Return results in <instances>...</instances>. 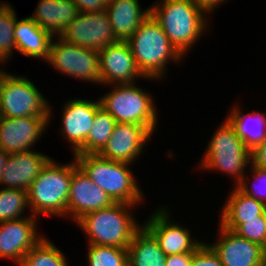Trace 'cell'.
I'll use <instances>...</instances> for the list:
<instances>
[{"label":"cell","instance_id":"cell-38","mask_svg":"<svg viewBox=\"0 0 266 266\" xmlns=\"http://www.w3.org/2000/svg\"><path fill=\"white\" fill-rule=\"evenodd\" d=\"M8 158L9 154L0 148V179L2 177L3 169L5 167Z\"/></svg>","mask_w":266,"mask_h":266},{"label":"cell","instance_id":"cell-23","mask_svg":"<svg viewBox=\"0 0 266 266\" xmlns=\"http://www.w3.org/2000/svg\"><path fill=\"white\" fill-rule=\"evenodd\" d=\"M230 194L222 208L219 222L226 229L234 231L245 220L260 219V215L266 212L263 202L248 196L237 186Z\"/></svg>","mask_w":266,"mask_h":266},{"label":"cell","instance_id":"cell-6","mask_svg":"<svg viewBox=\"0 0 266 266\" xmlns=\"http://www.w3.org/2000/svg\"><path fill=\"white\" fill-rule=\"evenodd\" d=\"M216 130L199 163L200 169L222 171L231 175L238 186L245 176V168L251 166V151L237 136L234 126L227 118Z\"/></svg>","mask_w":266,"mask_h":266},{"label":"cell","instance_id":"cell-1","mask_svg":"<svg viewBox=\"0 0 266 266\" xmlns=\"http://www.w3.org/2000/svg\"><path fill=\"white\" fill-rule=\"evenodd\" d=\"M150 10L183 57L209 29L206 20L209 14L193 0H159L150 6Z\"/></svg>","mask_w":266,"mask_h":266},{"label":"cell","instance_id":"cell-5","mask_svg":"<svg viewBox=\"0 0 266 266\" xmlns=\"http://www.w3.org/2000/svg\"><path fill=\"white\" fill-rule=\"evenodd\" d=\"M73 157L77 165L113 202L139 205L144 200L137 179L129 169L131 164L105 159L98 154Z\"/></svg>","mask_w":266,"mask_h":266},{"label":"cell","instance_id":"cell-34","mask_svg":"<svg viewBox=\"0 0 266 266\" xmlns=\"http://www.w3.org/2000/svg\"><path fill=\"white\" fill-rule=\"evenodd\" d=\"M80 12H96L106 9L109 0H73Z\"/></svg>","mask_w":266,"mask_h":266},{"label":"cell","instance_id":"cell-25","mask_svg":"<svg viewBox=\"0 0 266 266\" xmlns=\"http://www.w3.org/2000/svg\"><path fill=\"white\" fill-rule=\"evenodd\" d=\"M226 117L234 126L237 136L252 151L266 139V116L259 111L243 114L238 107H233Z\"/></svg>","mask_w":266,"mask_h":266},{"label":"cell","instance_id":"cell-26","mask_svg":"<svg viewBox=\"0 0 266 266\" xmlns=\"http://www.w3.org/2000/svg\"><path fill=\"white\" fill-rule=\"evenodd\" d=\"M115 125V119L100 107L95 113L92 127L84 142V154H98L110 138Z\"/></svg>","mask_w":266,"mask_h":266},{"label":"cell","instance_id":"cell-36","mask_svg":"<svg viewBox=\"0 0 266 266\" xmlns=\"http://www.w3.org/2000/svg\"><path fill=\"white\" fill-rule=\"evenodd\" d=\"M194 253L186 252L183 254L167 255L166 266H191Z\"/></svg>","mask_w":266,"mask_h":266},{"label":"cell","instance_id":"cell-7","mask_svg":"<svg viewBox=\"0 0 266 266\" xmlns=\"http://www.w3.org/2000/svg\"><path fill=\"white\" fill-rule=\"evenodd\" d=\"M111 90L100 98L101 107L116 123L142 125L153 135L158 113L152 96L135 83L112 85Z\"/></svg>","mask_w":266,"mask_h":266},{"label":"cell","instance_id":"cell-14","mask_svg":"<svg viewBox=\"0 0 266 266\" xmlns=\"http://www.w3.org/2000/svg\"><path fill=\"white\" fill-rule=\"evenodd\" d=\"M100 107V99H72L65 103L60 131L63 134L61 136L72 144L73 155L84 154V142L92 127L95 113Z\"/></svg>","mask_w":266,"mask_h":266},{"label":"cell","instance_id":"cell-4","mask_svg":"<svg viewBox=\"0 0 266 266\" xmlns=\"http://www.w3.org/2000/svg\"><path fill=\"white\" fill-rule=\"evenodd\" d=\"M136 205L114 202L108 207L85 214L76 223L88 237V245L126 248L141 227L131 208ZM130 209V210H129Z\"/></svg>","mask_w":266,"mask_h":266},{"label":"cell","instance_id":"cell-29","mask_svg":"<svg viewBox=\"0 0 266 266\" xmlns=\"http://www.w3.org/2000/svg\"><path fill=\"white\" fill-rule=\"evenodd\" d=\"M89 266H128L126 248L104 245H88Z\"/></svg>","mask_w":266,"mask_h":266},{"label":"cell","instance_id":"cell-41","mask_svg":"<svg viewBox=\"0 0 266 266\" xmlns=\"http://www.w3.org/2000/svg\"><path fill=\"white\" fill-rule=\"evenodd\" d=\"M264 266H266V248H265V256H264Z\"/></svg>","mask_w":266,"mask_h":266},{"label":"cell","instance_id":"cell-19","mask_svg":"<svg viewBox=\"0 0 266 266\" xmlns=\"http://www.w3.org/2000/svg\"><path fill=\"white\" fill-rule=\"evenodd\" d=\"M50 159L47 155L35 150L9 154L0 185H5L4 188L27 191Z\"/></svg>","mask_w":266,"mask_h":266},{"label":"cell","instance_id":"cell-3","mask_svg":"<svg viewBox=\"0 0 266 266\" xmlns=\"http://www.w3.org/2000/svg\"><path fill=\"white\" fill-rule=\"evenodd\" d=\"M50 159L27 190V203L33 216H67V203L73 169L77 161L68 164Z\"/></svg>","mask_w":266,"mask_h":266},{"label":"cell","instance_id":"cell-24","mask_svg":"<svg viewBox=\"0 0 266 266\" xmlns=\"http://www.w3.org/2000/svg\"><path fill=\"white\" fill-rule=\"evenodd\" d=\"M127 247L128 266H166L167 255L154 235L143 225Z\"/></svg>","mask_w":266,"mask_h":266},{"label":"cell","instance_id":"cell-15","mask_svg":"<svg viewBox=\"0 0 266 266\" xmlns=\"http://www.w3.org/2000/svg\"><path fill=\"white\" fill-rule=\"evenodd\" d=\"M35 217L0 222V258L22 263L26 253L44 237L37 234Z\"/></svg>","mask_w":266,"mask_h":266},{"label":"cell","instance_id":"cell-27","mask_svg":"<svg viewBox=\"0 0 266 266\" xmlns=\"http://www.w3.org/2000/svg\"><path fill=\"white\" fill-rule=\"evenodd\" d=\"M19 266H68V263L63 252L43 237L26 253Z\"/></svg>","mask_w":266,"mask_h":266},{"label":"cell","instance_id":"cell-30","mask_svg":"<svg viewBox=\"0 0 266 266\" xmlns=\"http://www.w3.org/2000/svg\"><path fill=\"white\" fill-rule=\"evenodd\" d=\"M13 8L14 7H11V4H9L0 12V63H2V65L11 58L10 56L14 51L13 49H16L14 28L16 19L18 18Z\"/></svg>","mask_w":266,"mask_h":266},{"label":"cell","instance_id":"cell-39","mask_svg":"<svg viewBox=\"0 0 266 266\" xmlns=\"http://www.w3.org/2000/svg\"><path fill=\"white\" fill-rule=\"evenodd\" d=\"M9 4L5 2H0V12L3 11Z\"/></svg>","mask_w":266,"mask_h":266},{"label":"cell","instance_id":"cell-13","mask_svg":"<svg viewBox=\"0 0 266 266\" xmlns=\"http://www.w3.org/2000/svg\"><path fill=\"white\" fill-rule=\"evenodd\" d=\"M102 84H131L137 78H144L136 66L130 45L127 41H118L98 51Z\"/></svg>","mask_w":266,"mask_h":266},{"label":"cell","instance_id":"cell-20","mask_svg":"<svg viewBox=\"0 0 266 266\" xmlns=\"http://www.w3.org/2000/svg\"><path fill=\"white\" fill-rule=\"evenodd\" d=\"M105 10L118 41H127L151 14L150 7L141 10L139 0H109Z\"/></svg>","mask_w":266,"mask_h":266},{"label":"cell","instance_id":"cell-17","mask_svg":"<svg viewBox=\"0 0 266 266\" xmlns=\"http://www.w3.org/2000/svg\"><path fill=\"white\" fill-rule=\"evenodd\" d=\"M114 202L107 193L95 184L77 165L73 169L67 216L75 223L85 214L108 207Z\"/></svg>","mask_w":266,"mask_h":266},{"label":"cell","instance_id":"cell-9","mask_svg":"<svg viewBox=\"0 0 266 266\" xmlns=\"http://www.w3.org/2000/svg\"><path fill=\"white\" fill-rule=\"evenodd\" d=\"M57 39L51 41L47 63L63 75L102 85L98 51Z\"/></svg>","mask_w":266,"mask_h":266},{"label":"cell","instance_id":"cell-16","mask_svg":"<svg viewBox=\"0 0 266 266\" xmlns=\"http://www.w3.org/2000/svg\"><path fill=\"white\" fill-rule=\"evenodd\" d=\"M151 136L142 125L116 123L110 138L98 155L105 159L134 164Z\"/></svg>","mask_w":266,"mask_h":266},{"label":"cell","instance_id":"cell-2","mask_svg":"<svg viewBox=\"0 0 266 266\" xmlns=\"http://www.w3.org/2000/svg\"><path fill=\"white\" fill-rule=\"evenodd\" d=\"M127 42L131 47L136 66L146 79H162L168 63L171 61L178 63L184 58L171 44L168 36L151 14Z\"/></svg>","mask_w":266,"mask_h":266},{"label":"cell","instance_id":"cell-28","mask_svg":"<svg viewBox=\"0 0 266 266\" xmlns=\"http://www.w3.org/2000/svg\"><path fill=\"white\" fill-rule=\"evenodd\" d=\"M27 208L26 190L0 188V222L27 217L23 216Z\"/></svg>","mask_w":266,"mask_h":266},{"label":"cell","instance_id":"cell-10","mask_svg":"<svg viewBox=\"0 0 266 266\" xmlns=\"http://www.w3.org/2000/svg\"><path fill=\"white\" fill-rule=\"evenodd\" d=\"M65 42L97 51L118 42L106 10L80 12L60 35Z\"/></svg>","mask_w":266,"mask_h":266},{"label":"cell","instance_id":"cell-11","mask_svg":"<svg viewBox=\"0 0 266 266\" xmlns=\"http://www.w3.org/2000/svg\"><path fill=\"white\" fill-rule=\"evenodd\" d=\"M51 117L12 118L0 116V148L8 154L33 151Z\"/></svg>","mask_w":266,"mask_h":266},{"label":"cell","instance_id":"cell-40","mask_svg":"<svg viewBox=\"0 0 266 266\" xmlns=\"http://www.w3.org/2000/svg\"><path fill=\"white\" fill-rule=\"evenodd\" d=\"M2 78H3V69L0 70V92H1V87H2Z\"/></svg>","mask_w":266,"mask_h":266},{"label":"cell","instance_id":"cell-18","mask_svg":"<svg viewBox=\"0 0 266 266\" xmlns=\"http://www.w3.org/2000/svg\"><path fill=\"white\" fill-rule=\"evenodd\" d=\"M219 239L208 244L223 266H264L265 248L219 224Z\"/></svg>","mask_w":266,"mask_h":266},{"label":"cell","instance_id":"cell-8","mask_svg":"<svg viewBox=\"0 0 266 266\" xmlns=\"http://www.w3.org/2000/svg\"><path fill=\"white\" fill-rule=\"evenodd\" d=\"M48 102L29 79L3 72L0 116L52 117V108Z\"/></svg>","mask_w":266,"mask_h":266},{"label":"cell","instance_id":"cell-21","mask_svg":"<svg viewBox=\"0 0 266 266\" xmlns=\"http://www.w3.org/2000/svg\"><path fill=\"white\" fill-rule=\"evenodd\" d=\"M79 13L73 0H40L34 14L29 17L53 37H60Z\"/></svg>","mask_w":266,"mask_h":266},{"label":"cell","instance_id":"cell-33","mask_svg":"<svg viewBox=\"0 0 266 266\" xmlns=\"http://www.w3.org/2000/svg\"><path fill=\"white\" fill-rule=\"evenodd\" d=\"M191 266H223L219 256L206 243H204L194 254Z\"/></svg>","mask_w":266,"mask_h":266},{"label":"cell","instance_id":"cell-12","mask_svg":"<svg viewBox=\"0 0 266 266\" xmlns=\"http://www.w3.org/2000/svg\"><path fill=\"white\" fill-rule=\"evenodd\" d=\"M154 212L144 226L154 235L166 255L196 252L205 243L195 238L193 240L190 230L169 220L166 207L162 206Z\"/></svg>","mask_w":266,"mask_h":266},{"label":"cell","instance_id":"cell-35","mask_svg":"<svg viewBox=\"0 0 266 266\" xmlns=\"http://www.w3.org/2000/svg\"><path fill=\"white\" fill-rule=\"evenodd\" d=\"M251 165L255 168L266 169V139L251 151Z\"/></svg>","mask_w":266,"mask_h":266},{"label":"cell","instance_id":"cell-32","mask_svg":"<svg viewBox=\"0 0 266 266\" xmlns=\"http://www.w3.org/2000/svg\"><path fill=\"white\" fill-rule=\"evenodd\" d=\"M251 172L253 174L254 177H252L253 179V186L250 187L249 189V185H248V181L246 179V177L244 176L242 181L239 183V185L237 186L241 191H243L245 194H247L250 197L255 198L258 201L263 202L266 205V187L263 189L262 186H258L255 183L261 182L265 184L266 186V169L264 168H255L252 165L250 166ZM258 181V182H256ZM263 181V182H262ZM263 184V185H264ZM264 190V191H263Z\"/></svg>","mask_w":266,"mask_h":266},{"label":"cell","instance_id":"cell-22","mask_svg":"<svg viewBox=\"0 0 266 266\" xmlns=\"http://www.w3.org/2000/svg\"><path fill=\"white\" fill-rule=\"evenodd\" d=\"M14 38L17 52L45 62L48 60L51 41L54 37L36 24L32 18L25 17L20 21L16 19Z\"/></svg>","mask_w":266,"mask_h":266},{"label":"cell","instance_id":"cell-37","mask_svg":"<svg viewBox=\"0 0 266 266\" xmlns=\"http://www.w3.org/2000/svg\"><path fill=\"white\" fill-rule=\"evenodd\" d=\"M198 6L203 8L208 14L212 13L215 8L226 0H193Z\"/></svg>","mask_w":266,"mask_h":266},{"label":"cell","instance_id":"cell-31","mask_svg":"<svg viewBox=\"0 0 266 266\" xmlns=\"http://www.w3.org/2000/svg\"><path fill=\"white\" fill-rule=\"evenodd\" d=\"M233 232L266 248V212L260 219L245 220Z\"/></svg>","mask_w":266,"mask_h":266}]
</instances>
